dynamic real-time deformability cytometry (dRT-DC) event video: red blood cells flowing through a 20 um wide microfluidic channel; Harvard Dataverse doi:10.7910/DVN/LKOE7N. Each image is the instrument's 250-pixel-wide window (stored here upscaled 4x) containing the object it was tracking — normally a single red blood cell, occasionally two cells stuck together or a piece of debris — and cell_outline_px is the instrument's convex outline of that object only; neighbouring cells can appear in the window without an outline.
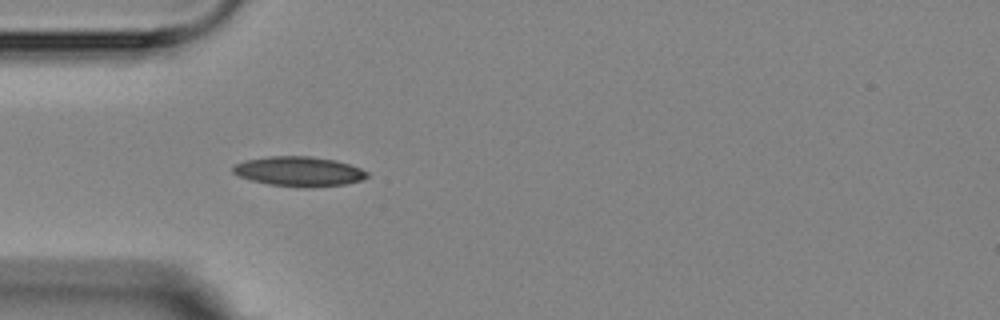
{"species": "Egyptian fruit bat (a non-hibernating species)", "species_latin": "Rousettus aegyptiacus", "temperature_condition": "room temperature", "stored_images_in_passage": 8, "camera_frame_rate_fps": 3000, "um_per_image_px": 0.085, "animal": {"sex": "female"}, "frame": {"image": 1, "passage_image": 5, "time_ms": 4.667, "image_size_px": [1000, 320], "cell_outline_px": [[368, 176], [360, 180], [344, 184], [312, 188], [304, 188], [268, 184], [252, 180], [240, 176], [232, 172], [232, 168], [236, 164], [248, 160], [272, 156], [312, 156], [336, 160], [360, 168], [368, 172]], "centroid_in_image_um": [25.44, 14.58], "position_along_channel_um": 59.6, "area_um2": 23.12}}
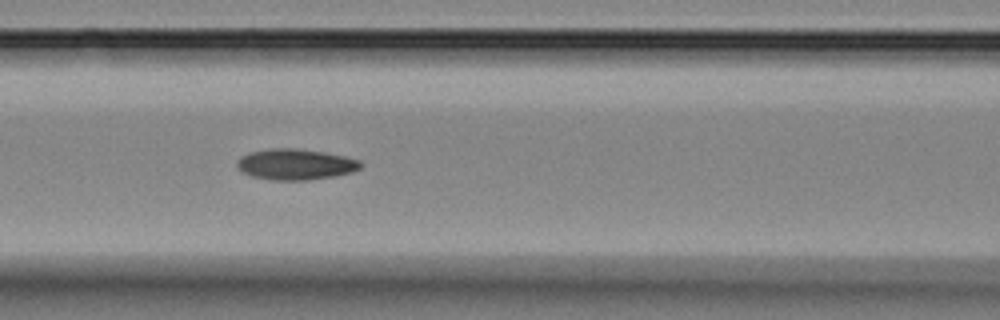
{"frame": {"image": 2, "passage_image": 7, "time_ms": 7.0, "image_size_px": [1000, 320], "cell_outline_px": [[364, 164], [360, 168], [352, 172], [336, 176], [308, 180], [272, 180], [252, 176], [236, 168], [236, 160], [240, 156], [248, 152], [272, 148], [296, 148], [324, 152], [344, 156], [360, 160]], "centroid_in_image_um": [25.11, 13.96], "position_along_channel_um": 141.5, "area_um2": 22.48}}
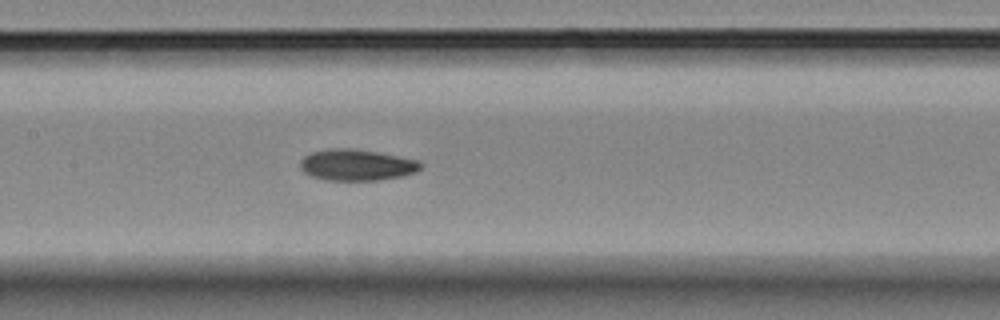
{"frame": {"image": 3, "passage_image": 8, "time_ms": 8.0, "image_size_px": [1000, 320], "cell_outline_px": [[424, 164], [416, 172], [400, 176], [380, 180], [324, 180], [312, 176], [304, 172], [300, 168], [300, 160], [304, 156], [312, 152], [328, 148], [352, 148], [376, 152], [420, 160]], "centroid_in_image_um": [30.31, 14.01], "position_along_channel_um": 177.1, "area_um2": 22.02}}